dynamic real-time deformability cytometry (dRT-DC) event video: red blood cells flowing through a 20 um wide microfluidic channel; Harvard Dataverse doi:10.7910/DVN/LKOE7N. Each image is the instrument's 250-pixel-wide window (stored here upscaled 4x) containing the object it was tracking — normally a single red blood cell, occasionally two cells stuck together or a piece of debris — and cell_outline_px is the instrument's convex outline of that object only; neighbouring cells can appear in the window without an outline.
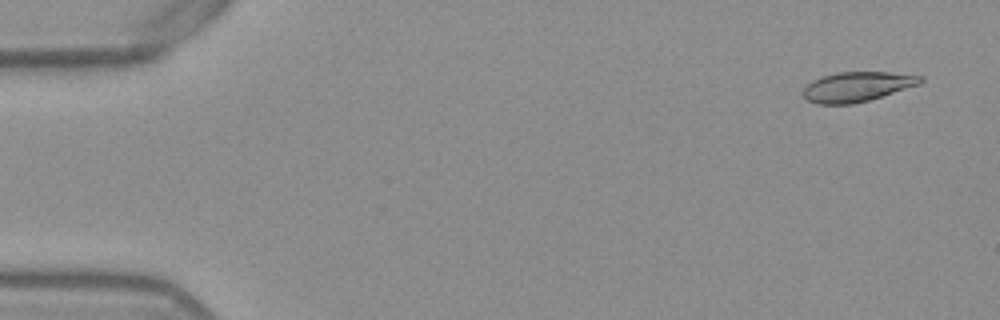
{"species": "Egyptian fruit bat (a non-hibernating species)", "species_latin": "Rousettus aegyptiacus", "temperature_condition": "warm", "stored_images_in_passage": 53, "camera_frame_rate_fps": 3000, "um_per_image_px": 0.085, "frame": {"image": 1, "passage_image": 3, "time_ms": 0.667, "image_size_px": [1000, 320], "cell_outline_px": [[924, 80], [920, 84], [868, 100], [852, 104], [816, 104], [808, 100], [800, 92], [812, 80], [820, 76], [836, 72], [888, 72], [924, 76]], "centroid_in_image_um": [72.82, 7.36], "position_along_channel_um": 12.2, "area_um2": 20.4}}
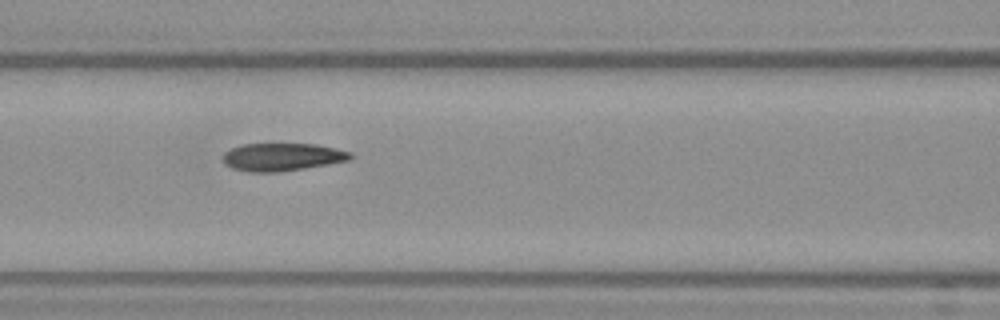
{"frame": {"image": 2, "passage_image": 23, "time_ms": 7.333, "image_size_px": [1000, 320], "cell_outline_px": [[356, 156], [352, 160], [280, 172], [252, 172], [232, 168], [224, 164], [224, 152], [240, 144], [316, 144], [336, 148], [352, 152]], "centroid_in_image_um": [24.05, 13.34], "position_along_channel_um": 142.6, "area_um2": 20.81}}
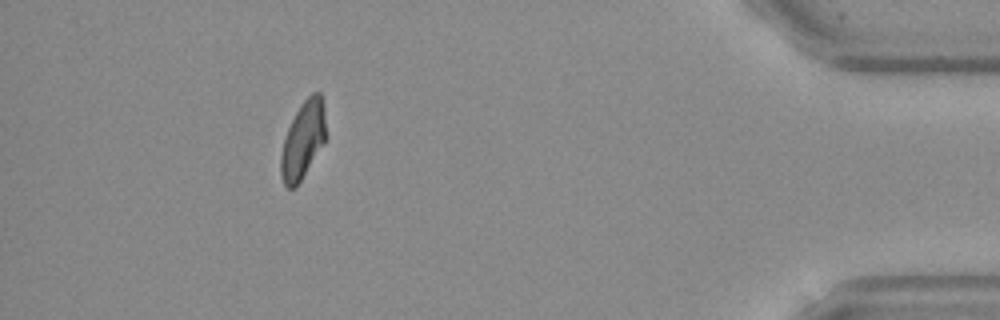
{"frame": {"image": 3, "passage_image": 48, "time_ms": 15.667, "image_size_px": [1000, 320], "cell_outline_px": [[328, 136], [324, 144], [296, 188], [288, 188], [284, 184], [280, 176], [280, 156], [284, 140], [288, 128], [300, 104], [312, 92], [320, 92], [324, 104]], "centroid_in_image_um": [25.79, 11.9], "position_along_channel_um": 409.4, "area_um2": 20.75}, "authors_computed_cell_mechanics": {"area_um2": 20.8658, "velocity_mm_per_s": 3.8659, "shape_relaxation_time_tau1_ms": 10.8677, "shape_relaxation_time_tau2_ms": 2.0753, "deformation_change_tau1": 0.2757, "deformation_change_tau2": 0.0954}}